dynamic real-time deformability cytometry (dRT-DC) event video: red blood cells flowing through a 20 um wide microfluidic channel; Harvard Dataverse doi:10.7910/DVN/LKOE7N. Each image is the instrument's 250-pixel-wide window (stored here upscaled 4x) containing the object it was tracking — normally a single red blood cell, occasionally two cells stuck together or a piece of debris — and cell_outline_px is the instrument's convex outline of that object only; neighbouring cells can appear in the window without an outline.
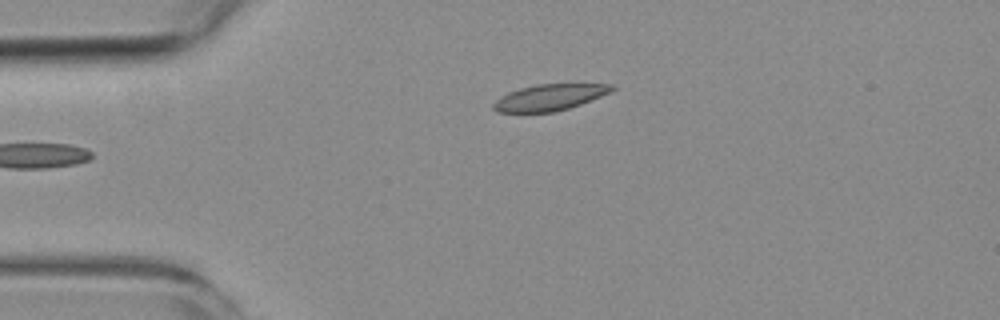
{"species": "common noctule bat (a hibernating species)", "species_latin": "Nyctalus noctula", "temperature_condition": "room temperature", "stored_images_in_passage": 2, "camera_frame_rate_fps": 3000, "um_per_image_px": 0.085, "animal": {"sex": "female", "body_mass_g": 19.3, "forearm_length_mm": 54.1}, "frame": {"image": 1, "passage_image": 2, "time_ms": 1.333, "image_size_px": [1000, 320], "cell_outline_px": [[616, 88], [612, 92], [580, 104], [556, 112], [496, 112], [492, 108], [492, 104], [500, 96], [508, 92], [520, 88], [536, 84], [612, 84]], "centroid_in_image_um": [46.7, 8.27], "position_along_channel_um": 38.3, "area_um2": 18.15}}